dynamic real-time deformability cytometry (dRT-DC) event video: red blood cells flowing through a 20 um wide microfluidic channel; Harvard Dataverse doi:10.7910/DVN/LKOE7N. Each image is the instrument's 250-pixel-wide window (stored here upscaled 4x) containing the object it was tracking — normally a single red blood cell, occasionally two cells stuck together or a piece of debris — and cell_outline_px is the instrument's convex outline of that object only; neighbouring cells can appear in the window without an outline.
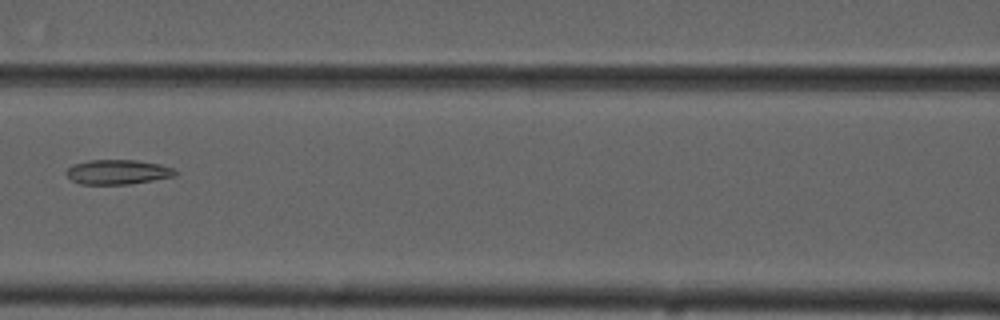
{"species": "common noctule bat (a hibernating species)", "species_latin": "Nyctalus noctula", "temperature_condition": "cold", "stored_images_in_passage": 11, "camera_frame_rate_fps": 3000, "um_per_image_px": 0.085, "animal": {"sex": "male", "forearm_length_mm": 52.5}, "frame": {"image": 1, "passage_image": 7, "time_ms": 8.0, "image_size_px": [1000, 320], "cell_outline_px": [[180, 172], [176, 176], [128, 184], [80, 184], [72, 180], [64, 172], [68, 168], [76, 164], [88, 160], [136, 160], [160, 164], [172, 168]], "centroid_in_image_um": [10.03, 14.62], "position_along_channel_um": 156.6, "area_um2": 15.61}}
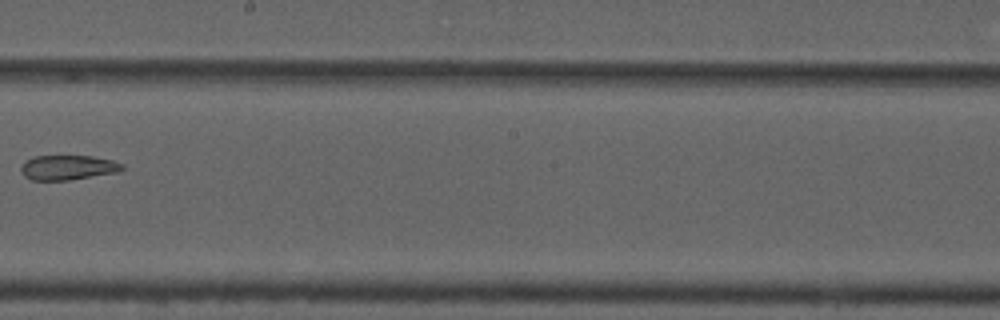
{"frame": {"image": 2, "passage_image": 9, "time_ms": 10.333, "image_size_px": [1000, 320], "cell_outline_px": [[124, 168], [120, 172], [68, 180], [32, 180], [24, 176], [20, 168], [24, 160], [32, 156], [92, 156], [112, 160], [124, 164]], "centroid_in_image_um": [5.77, 14.23], "position_along_channel_um": 242.4, "area_um2": 14.74}}
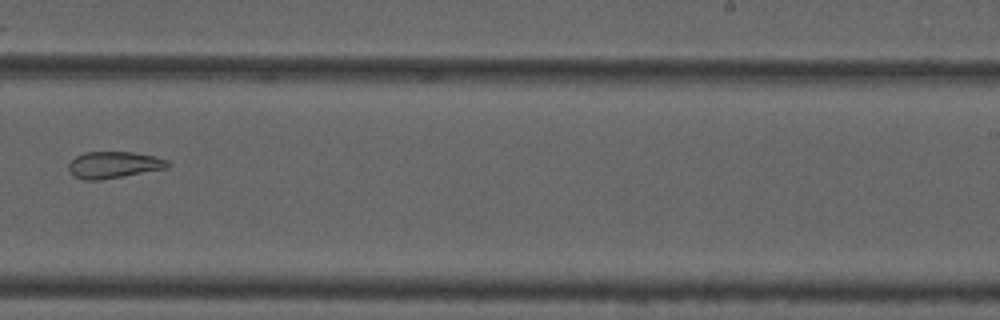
{"frame": {"image": 3, "passage_image": 10, "time_ms": 11.333, "image_size_px": [1000, 320], "cell_outline_px": [[172, 164], [168, 168], [100, 180], [84, 180], [76, 176], [68, 168], [68, 164], [76, 156], [84, 152], [136, 152], [168, 160]], "centroid_in_image_um": [9.7, 14.0], "position_along_channel_um": 279.3, "area_um2": 15.32}}